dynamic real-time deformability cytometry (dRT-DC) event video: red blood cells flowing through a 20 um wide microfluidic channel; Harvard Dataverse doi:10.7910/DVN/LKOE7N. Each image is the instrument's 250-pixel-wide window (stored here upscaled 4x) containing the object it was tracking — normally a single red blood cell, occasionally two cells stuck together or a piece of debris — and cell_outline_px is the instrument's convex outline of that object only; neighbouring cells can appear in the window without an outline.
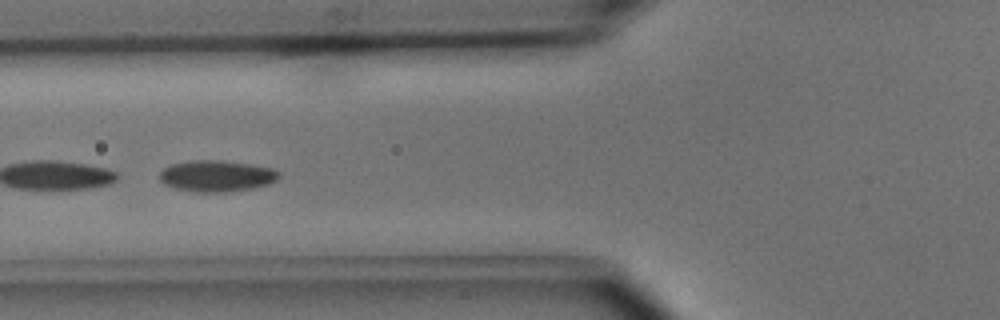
{"species": "common noctule bat (a hibernating species)", "species_latin": "Nyctalus noctula", "temperature_condition": "cold", "stored_images_in_passage": 7, "camera_frame_rate_fps": 3000, "um_per_image_px": 0.085, "animal": {"sex": "male", "body_mass_g": 15.6}, "frame": {"image": 1, "passage_image": 5, "time_ms": 1.333, "image_size_px": [1000, 320], "cell_outline_px": [[280, 176], [276, 180], [268, 184], [252, 188], [224, 192], [196, 192], [176, 188], [164, 184], [160, 180], [160, 172], [164, 168], [172, 164], [196, 160], [220, 160], [252, 164], [272, 168], [280, 172]], "centroid_in_image_um": [18.43, 14.95], "position_along_channel_um": 107.4, "area_um2": 21.68}}
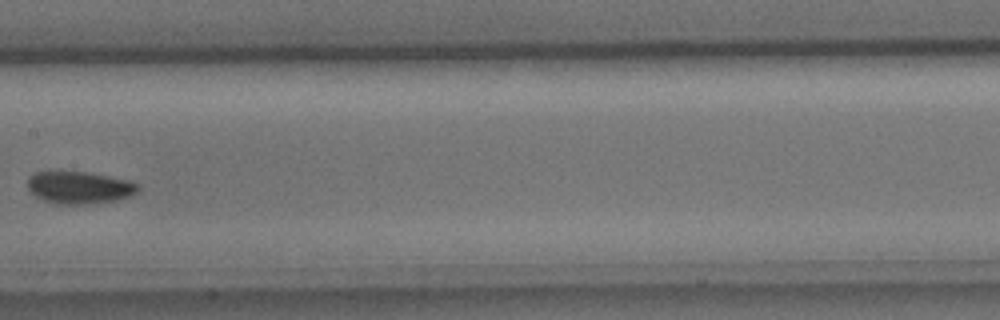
{"frame": {"image": 2, "passage_image": 7, "time_ms": 2.0, "image_size_px": [1000, 320], "cell_outline_px": [[140, 188], [136, 192], [128, 196], [116, 200], [88, 204], [56, 204], [44, 200], [36, 196], [28, 188], [28, 176], [36, 172], [88, 172], [128, 180], [140, 184]], "centroid_in_image_um": [6.75, 15.94], "position_along_channel_um": 200.6, "area_um2": 20.63}}